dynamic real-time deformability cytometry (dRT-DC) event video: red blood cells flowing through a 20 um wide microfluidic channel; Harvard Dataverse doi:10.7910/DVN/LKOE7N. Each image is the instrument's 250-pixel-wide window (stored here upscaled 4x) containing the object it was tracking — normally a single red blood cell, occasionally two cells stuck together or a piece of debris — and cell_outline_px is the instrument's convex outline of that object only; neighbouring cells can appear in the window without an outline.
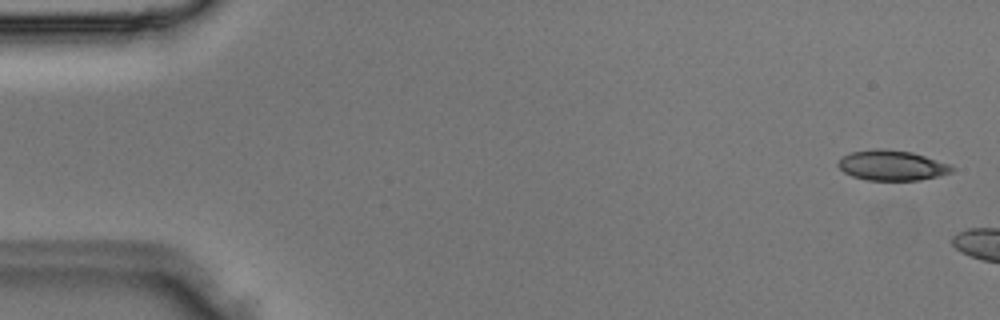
{"species": "Egyptian fruit bat (a non-hibernating species)", "species_latin": "Rousettus aegyptiacus", "temperature_condition": "room temperature", "stored_images_in_passage": 5, "camera_frame_rate_fps": 3000, "um_per_image_px": 0.085, "animal": {"sex": "male"}, "frame": {"image": 1, "passage_image": 1, "time_ms": 0.0, "image_size_px": [1000, 320], "cell_outline_px": [[956, 168], [952, 172], [940, 176], [920, 180], [868, 180], [852, 176], [844, 172], [836, 164], [844, 156], [852, 152], [872, 148], [884, 148], [912, 152], [952, 164]], "centroid_in_image_um": [75.86, 14.05], "position_along_channel_um": 9.1, "area_um2": 20.23}}